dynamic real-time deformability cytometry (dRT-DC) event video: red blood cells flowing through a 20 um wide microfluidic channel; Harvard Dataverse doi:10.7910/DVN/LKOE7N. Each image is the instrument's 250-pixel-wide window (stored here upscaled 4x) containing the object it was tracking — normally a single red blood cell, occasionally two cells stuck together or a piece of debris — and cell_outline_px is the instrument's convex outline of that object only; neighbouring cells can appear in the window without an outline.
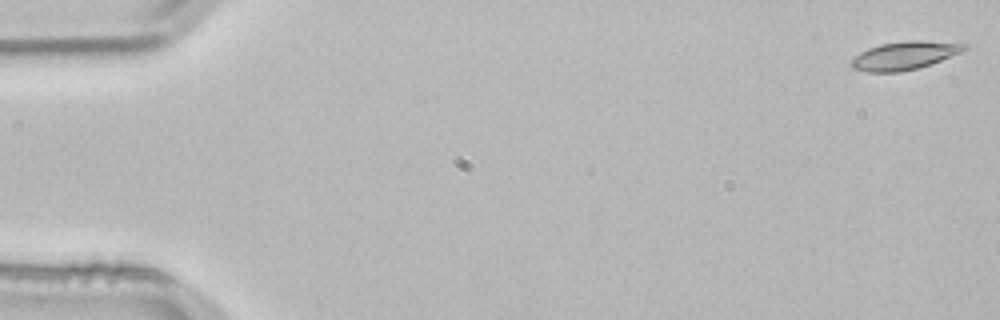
{"species": "common noctule bat (a hibernating species)", "species_latin": "Nyctalus noctula", "temperature_condition": "room temperature", "stored_images_in_passage": 4, "camera_frame_rate_fps": 3000, "um_per_image_px": 0.085, "animal": {"sex": "male", "body_mass_g": 21.5, "forearm_length_mm": 52.0}, "frame": {"image": 1, "passage_image": 1, "time_ms": 0.0, "image_size_px": [1000, 320], "cell_outline_px": [[968, 48], [960, 52], [920, 68], [900, 72], [868, 72], [852, 68], [848, 64], [860, 52], [868, 48], [880, 44], [908, 40], [920, 40], [968, 44]], "centroid_in_image_um": [76.85, 4.72], "position_along_channel_um": 8.1, "area_um2": 18.55}}